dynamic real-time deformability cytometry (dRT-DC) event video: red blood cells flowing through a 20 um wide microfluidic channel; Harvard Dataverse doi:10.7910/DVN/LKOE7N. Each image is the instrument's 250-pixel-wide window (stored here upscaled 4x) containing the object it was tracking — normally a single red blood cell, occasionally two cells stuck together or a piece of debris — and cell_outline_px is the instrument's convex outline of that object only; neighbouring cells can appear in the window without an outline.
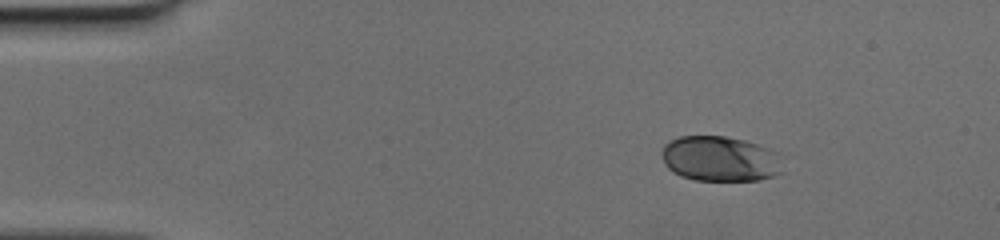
{"species": "human", "species_latin": "Homo sapiens", "temperature_condition": "cold", "stored_images_in_passage": 43, "camera_frame_rate_fps": 3000, "um_per_image_px": 0.085, "donor": {"sex": "female"}, "frame": {"image": 1, "passage_image": 1, "time_ms": 0.0, "image_size_px": [1000, 240], "cell_outline_px": [[784, 172], [760, 180], [696, 180], [680, 176], [672, 172], [664, 164], [660, 152], [664, 144], [680, 136], [724, 136], [744, 140], [768, 148], [776, 152]], "centroid_in_image_um": [61.17, 13.5], "position_along_channel_um": 23.8, "area_um2": 32.02}}
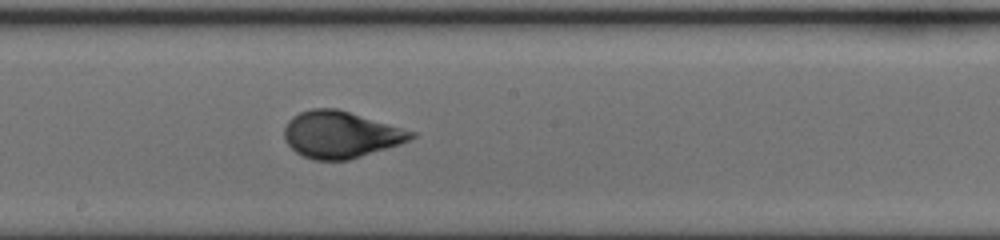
{"frame": {"image": 2, "passage_image": 21, "time_ms": 6.667, "image_size_px": [1000, 240], "cell_outline_px": [[416, 136], [400, 144], [348, 160], [312, 160], [296, 152], [284, 140], [284, 128], [288, 120], [292, 116], [300, 112], [312, 108], [336, 108], [416, 132]], "centroid_in_image_um": [28.92, 11.44], "position_along_channel_um": 219.3, "area_um2": 34.39}}
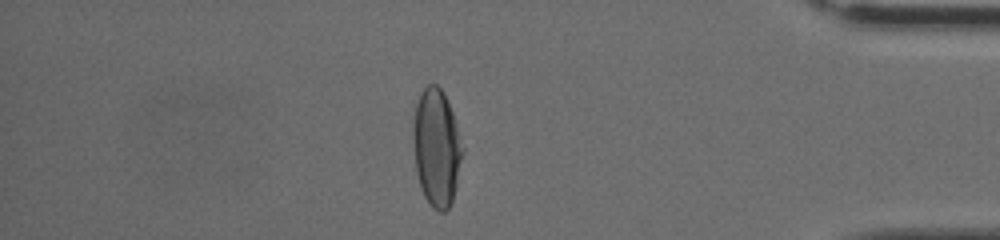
{"frame": {"image": 3, "passage_image": 36, "time_ms": 11.667, "image_size_px": [1000, 240], "cell_outline_px": [[464, 152], [452, 200], [448, 208], [444, 212], [440, 212], [432, 208], [428, 204], [420, 188], [416, 172], [412, 140], [412, 128], [416, 104], [420, 92], [424, 84], [436, 84], [444, 92], [452, 112], [464, 148]], "centroid_in_image_um": [37.08, 12.53], "position_along_channel_um": 398.1, "area_um2": 34.22}}